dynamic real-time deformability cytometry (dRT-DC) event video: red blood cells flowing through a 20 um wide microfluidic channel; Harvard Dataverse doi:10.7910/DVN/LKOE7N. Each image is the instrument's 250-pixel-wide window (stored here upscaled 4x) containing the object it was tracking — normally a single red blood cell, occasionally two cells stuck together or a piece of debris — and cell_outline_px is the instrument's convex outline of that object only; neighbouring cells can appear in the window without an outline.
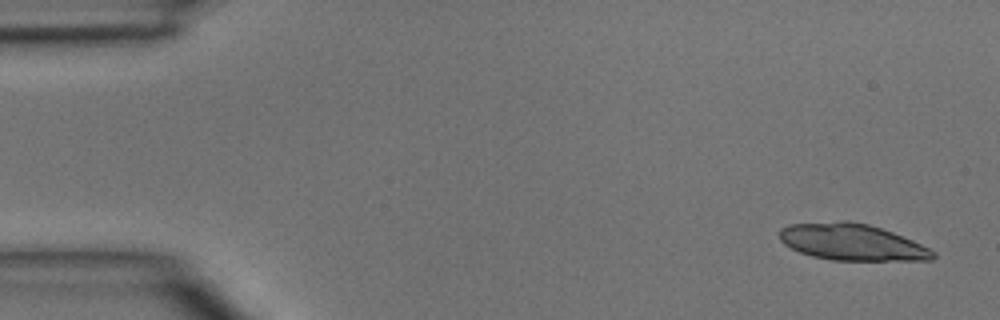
{"species": "common noctule bat (a hibernating species)", "species_latin": "Nyctalus noctula", "temperature_condition": "room temperature", "stored_images_in_passage": 2, "camera_frame_rate_fps": 3000, "um_per_image_px": 0.085, "animal": {"sex": "male", "body_mass_g": 15.6}, "frame": {"image": 1, "passage_image": 2, "time_ms": 0.333, "image_size_px": [1000, 320], "cell_outline_px": [[936, 256], [932, 260], [832, 260], [812, 256], [800, 252], [784, 244], [780, 240], [780, 228], [788, 224], [840, 220], [848, 220], [868, 224], [892, 232], [912, 240], [936, 252]], "centroid_in_image_um": [72.39, 20.57], "position_along_channel_um": 12.6, "area_um2": 32.71}}